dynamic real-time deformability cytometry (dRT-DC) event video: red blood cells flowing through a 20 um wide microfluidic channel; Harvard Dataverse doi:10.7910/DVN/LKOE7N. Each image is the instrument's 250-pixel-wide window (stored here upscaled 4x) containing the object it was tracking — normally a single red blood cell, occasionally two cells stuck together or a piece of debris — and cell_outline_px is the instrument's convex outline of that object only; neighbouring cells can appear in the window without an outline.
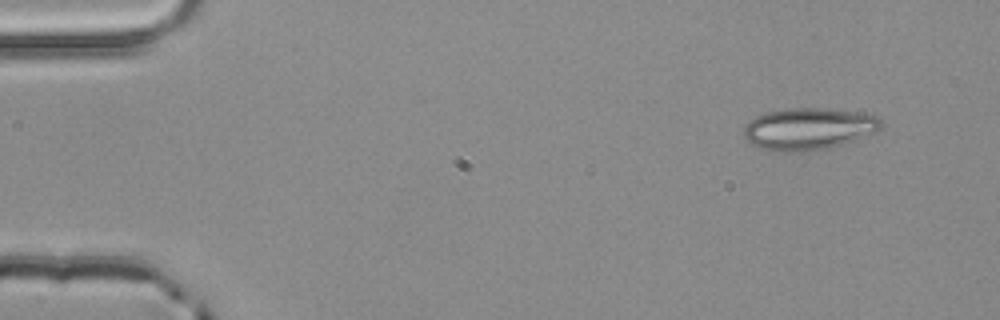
{"species": "common noctule bat (a hibernating species)", "species_latin": "Nyctalus noctula", "temperature_condition": "room temperature", "stored_images_in_passage": 2, "camera_frame_rate_fps": 3000, "um_per_image_px": 0.085, "animal": {"sex": "male", "body_mass_g": 20.4}, "frame": {"image": 1, "passage_image": 1, "time_ms": 0.0, "image_size_px": [1000, 320], "cell_outline_px": [[884, 124], [876, 132], [856, 140], [828, 148], [808, 152], [780, 152], [760, 148], [752, 144], [744, 136], [744, 124], [756, 116], [768, 112], [784, 108], [824, 108], [856, 112], [876, 116], [884, 120]], "centroid_in_image_um": [68.74, 10.96], "position_along_channel_um": 16.3, "area_um2": 33.87}}